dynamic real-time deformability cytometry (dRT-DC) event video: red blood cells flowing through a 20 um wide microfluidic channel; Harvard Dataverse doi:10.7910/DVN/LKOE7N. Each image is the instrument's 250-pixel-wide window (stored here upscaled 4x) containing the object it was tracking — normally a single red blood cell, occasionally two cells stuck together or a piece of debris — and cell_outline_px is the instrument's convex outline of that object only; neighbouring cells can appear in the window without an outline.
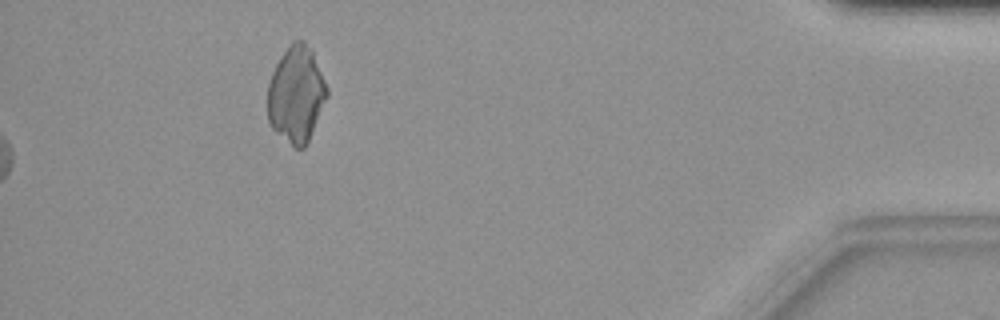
{"species": "common noctule bat (a hibernating species)", "species_latin": "Nyctalus noctula", "temperature_condition": "warm", "stored_images_in_passage": 37, "segment_of_instrument_passage": [2, 2], "camera_frame_rate_fps": 3000, "um_per_image_px": 0.085, "animal": {"sex": "female", "body_mass_g": 19.9}, "frame": {"image": 1, "passage_image": 37, "time_ms": 12.0, "image_size_px": [1000, 320], "cell_outline_px": [[328, 96], [308, 140], [304, 148], [296, 148], [276, 132], [272, 128], [268, 120], [268, 84], [272, 72], [276, 64], [292, 40], [304, 40], [312, 48], [328, 88]], "centroid_in_image_um": [25.19, 7.98], "position_along_channel_um": 410.0, "area_um2": 33.23}}